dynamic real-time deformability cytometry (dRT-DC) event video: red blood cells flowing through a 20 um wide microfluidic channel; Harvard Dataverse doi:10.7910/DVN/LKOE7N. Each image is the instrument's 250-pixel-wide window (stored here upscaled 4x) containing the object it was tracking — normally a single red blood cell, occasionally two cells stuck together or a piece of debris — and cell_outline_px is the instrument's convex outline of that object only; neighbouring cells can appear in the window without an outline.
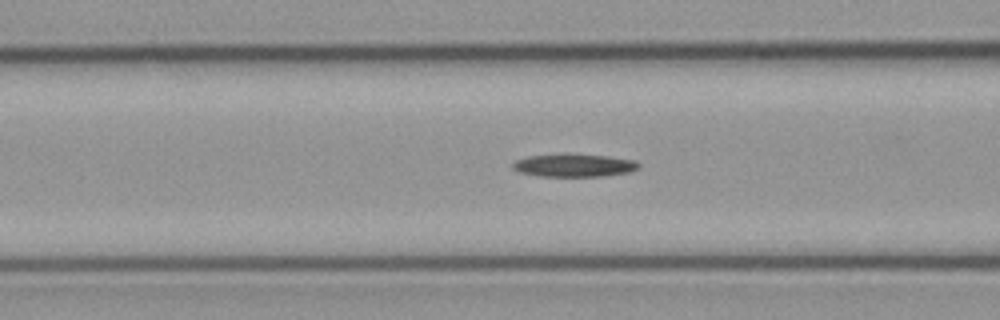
{"species": "common noctule bat (a hibernating species)", "species_latin": "Nyctalus noctula", "temperature_condition": "cold", "stored_images_in_passage": 33, "camera_frame_rate_fps": 3000, "um_per_image_px": 0.085, "animal": {"sex": "male", "body_mass_g": 23.1, "forearm_length_mm": 52.7}, "frame": {"image": 1, "passage_image": 10, "time_ms": 3.0, "image_size_px": [1000, 320], "cell_outline_px": [[640, 164], [636, 168], [628, 172], [600, 176], [540, 176], [520, 172], [512, 168], [512, 164], [516, 160], [528, 156], [608, 156], [636, 160]], "centroid_in_image_um": [48.8, 14.08], "position_along_channel_um": 117.8, "area_um2": 15.9}}
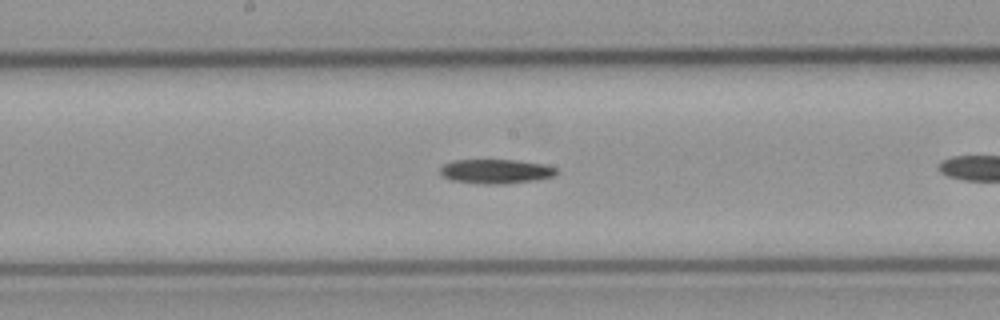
{"frame": {"image": 2, "passage_image": 17, "time_ms": 5.333, "image_size_px": [1000, 320], "cell_outline_px": [[556, 172], [552, 176], [536, 180], [504, 184], [484, 184], [448, 180], [440, 176], [440, 168], [444, 164], [452, 160], [516, 160], [544, 164], [556, 168]], "centroid_in_image_um": [42.08, 14.57], "position_along_channel_um": 206.1, "area_um2": 16.59}}
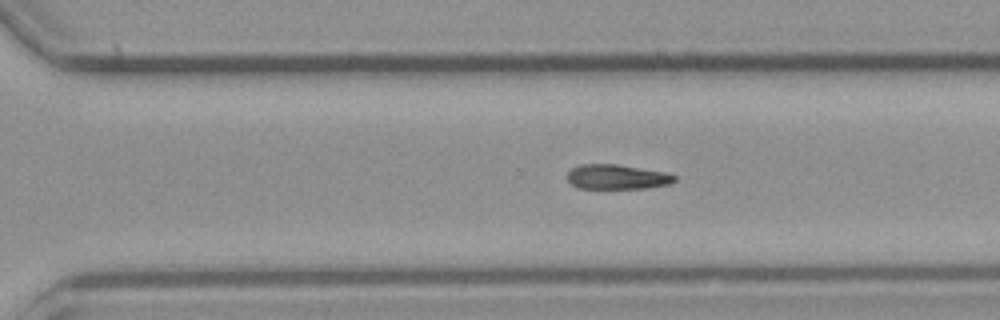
{"frame": {"image": 3, "passage_image": 26, "time_ms": 8.333, "image_size_px": [1000, 320], "cell_outline_px": [[676, 180], [672, 184], [648, 188], [580, 188], [572, 184], [568, 180], [568, 172], [572, 168], [580, 164], [616, 164], [668, 172], [676, 176]], "centroid_in_image_um": [52.51, 15.03], "position_along_channel_um": 318.1, "area_um2": 15.55}}